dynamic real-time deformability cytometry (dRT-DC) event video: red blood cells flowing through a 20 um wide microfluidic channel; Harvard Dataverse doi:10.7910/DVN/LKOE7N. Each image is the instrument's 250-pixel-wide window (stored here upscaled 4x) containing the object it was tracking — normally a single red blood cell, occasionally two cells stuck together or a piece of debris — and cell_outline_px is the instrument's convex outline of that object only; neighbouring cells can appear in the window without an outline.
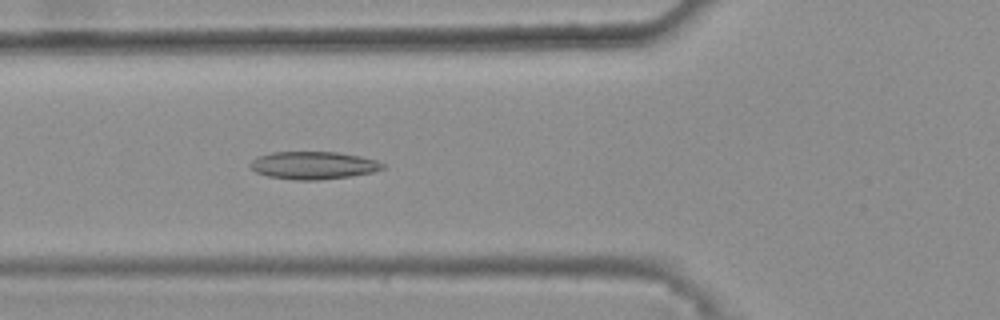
{"species": "common noctule bat (a hibernating species)", "species_latin": "Nyctalus noctula", "temperature_condition": "warm", "stored_images_in_passage": 38, "camera_frame_rate_fps": 3000, "um_per_image_px": 0.085, "animal": {"sex": "female", "body_mass_g": 25.1}, "frame": {"image": 1, "passage_image": 12, "time_ms": 3.667, "image_size_px": [1000, 320], "cell_outline_px": [[384, 168], [372, 172], [352, 176], [320, 180], [296, 180], [268, 176], [256, 172], [248, 164], [256, 156], [272, 152], [336, 152], [360, 156], [376, 160], [384, 164]], "centroid_in_image_um": [26.61, 14.05], "position_along_channel_um": 99.2, "area_um2": 21.39}}
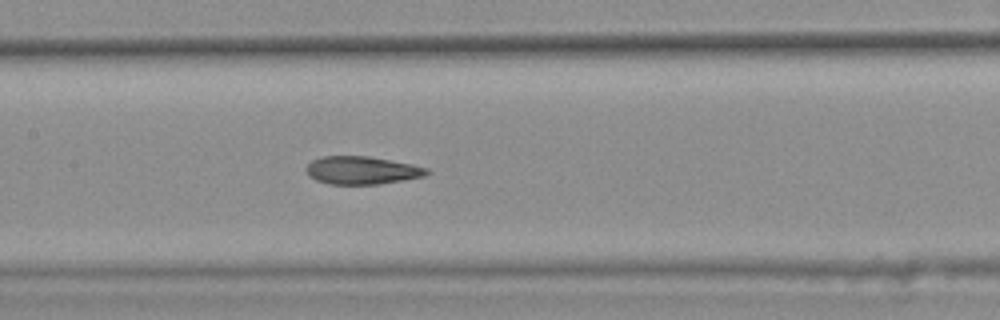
{"frame": {"image": 2, "passage_image": 18, "time_ms": 5.667, "image_size_px": [1000, 320], "cell_outline_px": [[432, 172], [424, 176], [380, 184], [328, 184], [316, 180], [308, 176], [304, 168], [312, 160], [324, 156], [368, 156], [412, 164], [428, 168]], "centroid_in_image_um": [30.75, 14.48], "position_along_channel_um": 176.7, "area_um2": 19.71}}
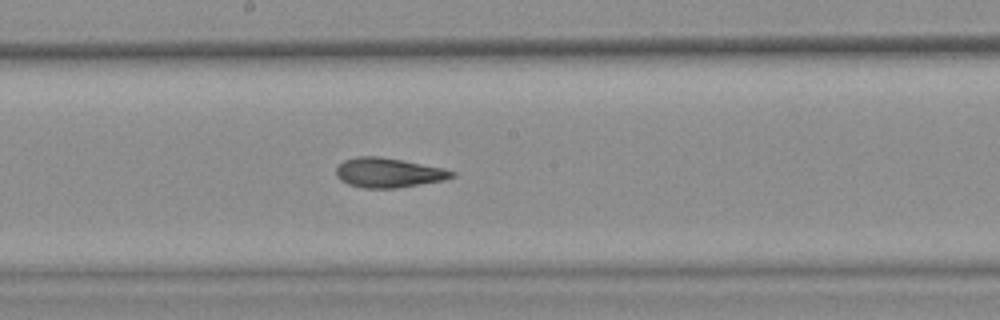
{"frame": {"image": 3, "passage_image": 21, "time_ms": 6.667, "image_size_px": [1000, 320], "cell_outline_px": [[456, 176], [444, 180], [396, 188], [364, 188], [348, 184], [340, 180], [336, 176], [336, 164], [344, 160], [356, 156], [380, 156], [444, 168], [456, 172]], "centroid_in_image_um": [32.99, 14.67], "position_along_channel_um": 215.2, "area_um2": 20.11}, "authors_computed_cell_mechanics": {"area_um2": 20.2878, "velocity_mm_per_s": 3.868, "shape_relaxation_time_tau1_ms": null, "shape_relaxation_time_tau2_ms": 2.6974, "deformation_change_tau1": null, "deformation_change_tau2": 0.0906}}